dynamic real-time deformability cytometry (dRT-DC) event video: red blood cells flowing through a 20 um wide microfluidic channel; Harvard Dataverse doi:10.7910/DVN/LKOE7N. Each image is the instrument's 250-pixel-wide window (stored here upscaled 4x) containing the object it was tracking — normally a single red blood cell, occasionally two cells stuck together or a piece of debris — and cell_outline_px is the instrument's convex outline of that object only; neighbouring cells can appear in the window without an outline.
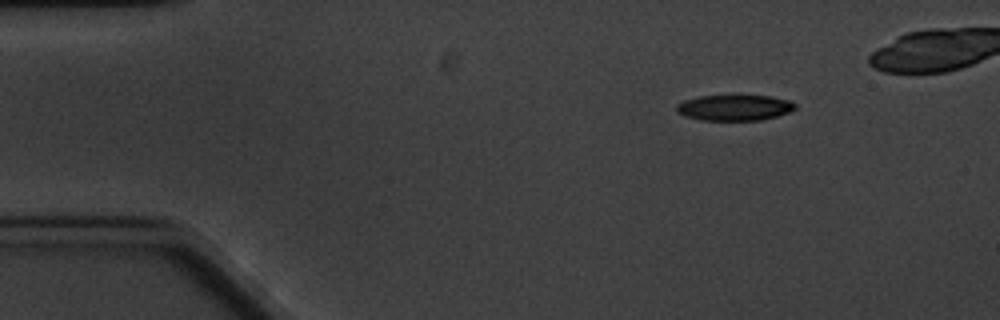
{"species": "common noctule bat (a hibernating species)", "species_latin": "Nyctalus noctula", "temperature_condition": "cold", "stored_images_in_passage": 4, "camera_frame_rate_fps": 3000, "um_per_image_px": 0.085, "animal": {"sex": "male", "body_mass_g": 20.1, "forearm_length_mm": 53.5}, "frame": {"image": 1, "passage_image": 1, "time_ms": 0.0, "image_size_px": [1000, 320], "cell_outline_px": [[796, 108], [788, 112], [776, 116], [760, 120], [700, 120], [684, 116], [676, 112], [676, 104], [684, 100], [700, 96], [772, 96], [788, 100], [796, 104]], "centroid_in_image_um": [62.39, 9.15], "position_along_channel_um": 22.6, "area_um2": 17.74}}